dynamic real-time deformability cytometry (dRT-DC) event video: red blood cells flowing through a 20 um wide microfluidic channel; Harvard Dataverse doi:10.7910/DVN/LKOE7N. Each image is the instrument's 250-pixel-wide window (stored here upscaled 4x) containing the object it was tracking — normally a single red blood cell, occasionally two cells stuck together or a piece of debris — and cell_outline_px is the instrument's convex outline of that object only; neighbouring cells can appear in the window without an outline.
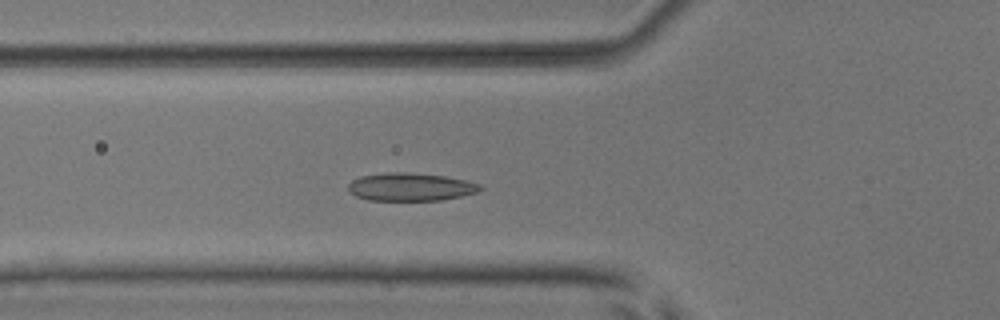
{"species": "common noctule bat (a hibernating species)", "species_latin": "Nyctalus noctula", "temperature_condition": "room temperature", "stored_images_in_passage": 47, "camera_frame_rate_fps": 3000, "um_per_image_px": 0.085, "animal": {"sex": "male", "body_mass_g": 17.9, "forearm_length_mm": 54.2}, "frame": {"image": 1, "passage_image": 14, "time_ms": 4.333, "image_size_px": [1000, 320], "cell_outline_px": [[484, 188], [480, 192], [440, 200], [368, 200], [356, 196], [348, 192], [348, 184], [352, 180], [360, 176], [388, 172], [408, 172], [444, 176], [464, 180], [480, 184]], "centroid_in_image_um": [34.88, 15.88], "position_along_channel_um": 90.9, "area_um2": 21.56}}
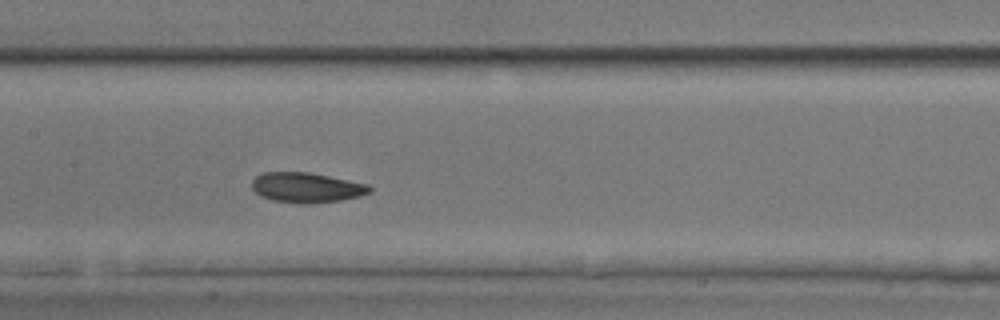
{"frame": {"image": 2, "passage_image": 21, "time_ms": 6.667, "image_size_px": [1000, 320], "cell_outline_px": [[372, 192], [360, 196], [340, 200], [308, 204], [300, 204], [272, 200], [260, 196], [252, 188], [252, 180], [256, 176], [264, 172], [308, 172], [368, 184], [372, 188]], "centroid_in_image_um": [26.05, 15.95], "position_along_channel_um": 181.4, "area_um2": 20.63}}
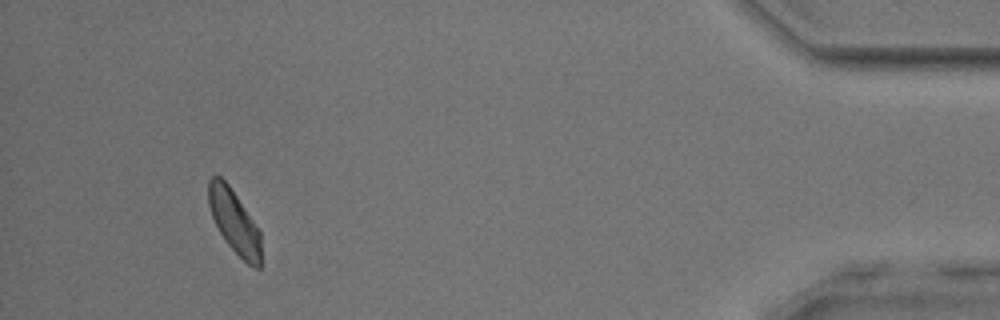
{"frame": {"image": 3, "passage_image": 44, "time_ms": 14.333, "image_size_px": [1000, 320], "cell_outline_px": [[260, 268], [256, 268], [248, 264], [228, 244], [220, 232], [212, 216], [208, 204], [208, 180], [212, 176], [220, 176], [228, 184], [260, 228]], "centroid_in_image_um": [19.92, 18.8], "position_along_channel_um": 415.3, "area_um2": 19.25}, "authors_computed_cell_mechanics": {"area_um2": 20.7502, "velocity_mm_per_s": 3.889, "shape_relaxation_time_tau1_ms": 3.1476, "shape_relaxation_time_tau2_ms": 4.4893, "deformation_change_tau1": 0.1007, "deformation_change_tau2": 0.0686}}